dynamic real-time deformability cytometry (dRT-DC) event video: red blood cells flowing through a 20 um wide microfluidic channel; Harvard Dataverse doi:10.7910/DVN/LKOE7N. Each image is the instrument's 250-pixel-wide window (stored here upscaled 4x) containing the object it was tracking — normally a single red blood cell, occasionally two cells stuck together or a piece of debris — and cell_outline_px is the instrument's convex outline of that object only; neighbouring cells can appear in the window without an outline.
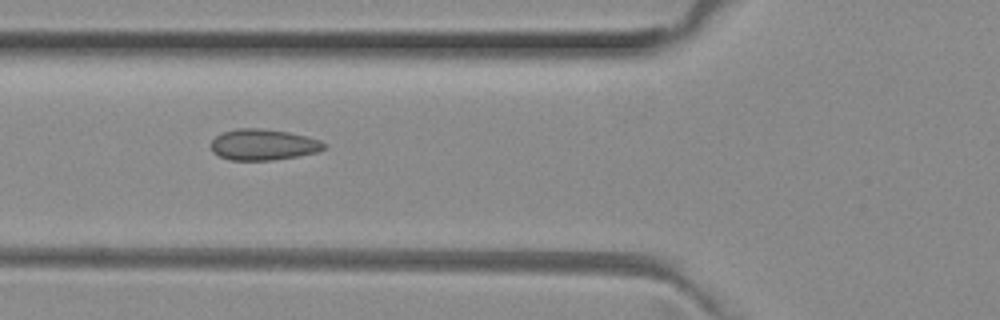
{"species": "common noctule bat (a hibernating species)", "species_latin": "Nyctalus noctula", "temperature_condition": "room temperature", "stored_images_in_passage": 7, "camera_frame_rate_fps": 3000, "um_per_image_px": 0.085, "animal": {"sex": "female", "body_mass_g": 29.2, "forearm_length_mm": 56.3}, "frame": {"image": 1, "passage_image": 5, "time_ms": 1.333, "image_size_px": [1000, 320], "cell_outline_px": [[328, 148], [320, 152], [272, 160], [228, 160], [212, 152], [212, 140], [216, 136], [224, 132], [236, 128], [260, 128], [288, 132], [320, 140], [328, 144]], "centroid_in_image_um": [22.42, 12.3], "position_along_channel_um": 103.4, "area_um2": 20.52}}